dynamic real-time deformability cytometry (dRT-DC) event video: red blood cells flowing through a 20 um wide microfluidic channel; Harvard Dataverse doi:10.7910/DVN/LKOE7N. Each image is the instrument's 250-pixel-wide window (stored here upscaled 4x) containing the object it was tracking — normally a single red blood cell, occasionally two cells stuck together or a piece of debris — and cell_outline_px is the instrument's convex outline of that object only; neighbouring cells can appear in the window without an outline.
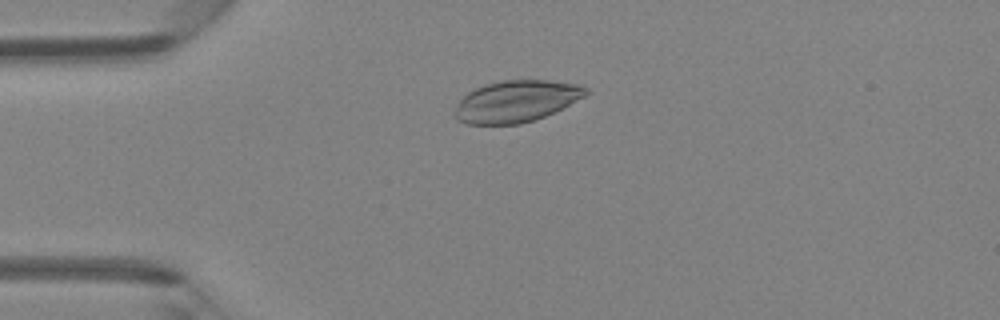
{"species": "Egyptian fruit bat (a non-hibernating species)", "species_latin": "Rousettus aegyptiacus", "temperature_condition": "room temperature", "stored_images_in_passage": 43, "camera_frame_rate_fps": 3000, "um_per_image_px": 0.085, "animal": {"sex": "female"}, "frame": {"image": 1, "passage_image": 12, "time_ms": 3.667, "image_size_px": [1000, 320], "cell_outline_px": [[588, 92], [584, 96], [536, 120], [520, 124], [468, 124], [456, 120], [452, 116], [456, 104], [468, 92], [484, 84], [500, 80], [548, 80], [580, 84], [588, 88]], "centroid_in_image_um": [43.83, 8.61], "position_along_channel_um": 41.2, "area_um2": 31.85}}
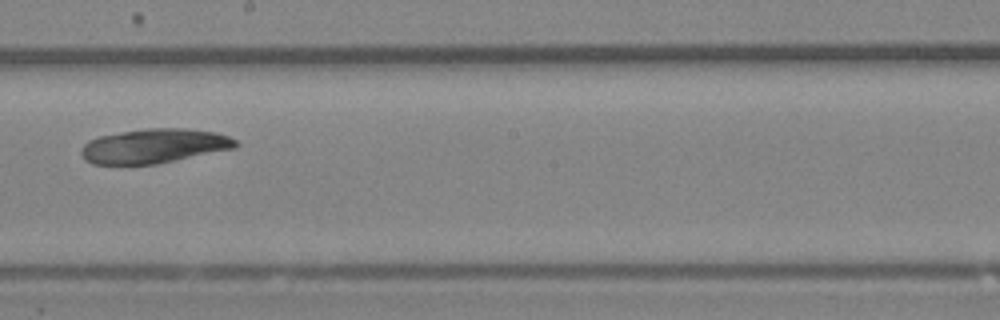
{"frame": {"image": 2, "passage_image": 27, "time_ms": 8.667, "image_size_px": [1000, 320], "cell_outline_px": [[240, 144], [236, 148], [156, 164], [92, 164], [84, 160], [80, 152], [80, 148], [88, 140], [100, 136], [148, 128], [184, 128], [216, 132], [228, 136], [236, 140]], "centroid_in_image_um": [13.11, 12.41], "position_along_channel_um": 235.1, "area_um2": 30.98}}
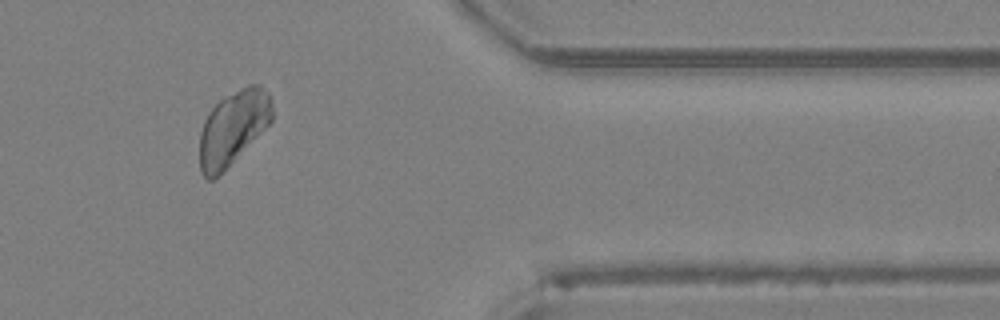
{"frame": {"image": 3, "passage_image": 39, "time_ms": 12.667, "image_size_px": [1000, 320], "cell_outline_px": [[272, 120], [224, 172], [220, 176], [212, 180], [208, 180], [200, 172], [200, 132], [204, 120], [208, 112], [220, 100], [240, 88], [248, 84], [260, 84], [268, 92], [272, 100]], "centroid_in_image_um": [19.8, 10.88], "position_along_channel_um": 391.6, "area_um2": 31.44}}